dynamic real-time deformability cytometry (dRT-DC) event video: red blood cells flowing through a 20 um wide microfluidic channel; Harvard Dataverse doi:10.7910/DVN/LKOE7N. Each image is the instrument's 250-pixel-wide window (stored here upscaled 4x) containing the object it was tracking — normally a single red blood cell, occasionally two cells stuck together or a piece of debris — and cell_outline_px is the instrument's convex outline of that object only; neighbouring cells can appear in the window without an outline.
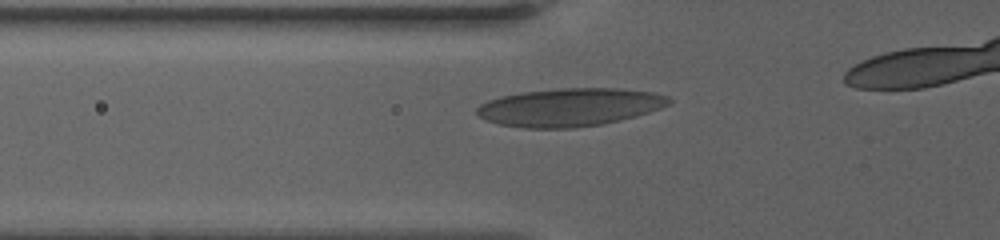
{"species": "human", "species_latin": "Homo sapiens", "temperature_condition": "warm", "stored_images_in_passage": 31, "camera_frame_rate_fps": 3000, "um_per_image_px": 0.085, "donor": {"sex": "female"}, "frame": {"image": 1, "passage_image": 4, "time_ms": 1.667, "image_size_px": [1000, 240], "cell_outline_px": [[672, 100], [668, 104], [660, 108], [636, 116], [620, 120], [600, 124], [572, 128], [524, 128], [500, 124], [484, 120], [476, 112], [476, 108], [480, 104], [488, 100], [500, 96], [520, 92], [560, 88], [616, 88], [652, 92], [668, 96]], "centroid_in_image_um": [48.39, 9.11], "position_along_channel_um": 77.4, "area_um2": 42.54}}
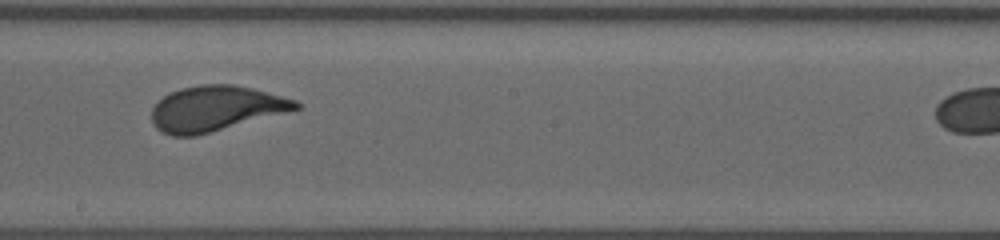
{"frame": {"image": 2, "passage_image": 13, "time_ms": 6.333, "image_size_px": [1000, 240], "cell_outline_px": [[300, 108], [196, 136], [172, 136], [156, 128], [152, 120], [152, 108], [168, 92], [180, 88], [200, 84], [232, 84], [252, 88], [296, 100], [300, 104]], "centroid_in_image_um": [18.29, 9.21], "position_along_channel_um": 229.9, "area_um2": 37.63}}
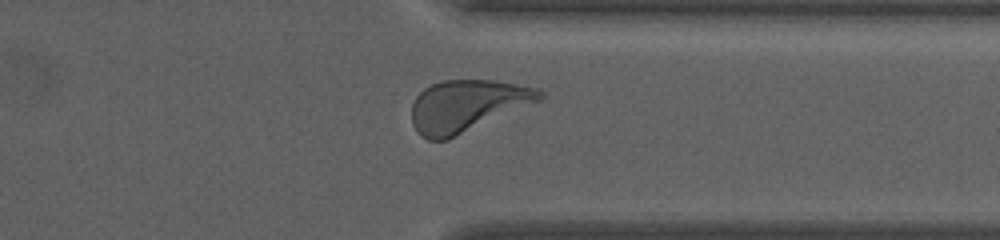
{"frame": {"image": 3, "passage_image": 24, "time_ms": 10.667, "image_size_px": [1000, 240], "cell_outline_px": [[544, 96], [540, 100], [448, 140], [428, 140], [416, 132], [412, 124], [412, 104], [416, 96], [424, 88], [432, 84], [444, 80], [492, 80], [540, 88], [544, 92]], "centroid_in_image_um": [39.68, 8.99], "position_along_channel_um": 371.7, "area_um2": 38.55}}